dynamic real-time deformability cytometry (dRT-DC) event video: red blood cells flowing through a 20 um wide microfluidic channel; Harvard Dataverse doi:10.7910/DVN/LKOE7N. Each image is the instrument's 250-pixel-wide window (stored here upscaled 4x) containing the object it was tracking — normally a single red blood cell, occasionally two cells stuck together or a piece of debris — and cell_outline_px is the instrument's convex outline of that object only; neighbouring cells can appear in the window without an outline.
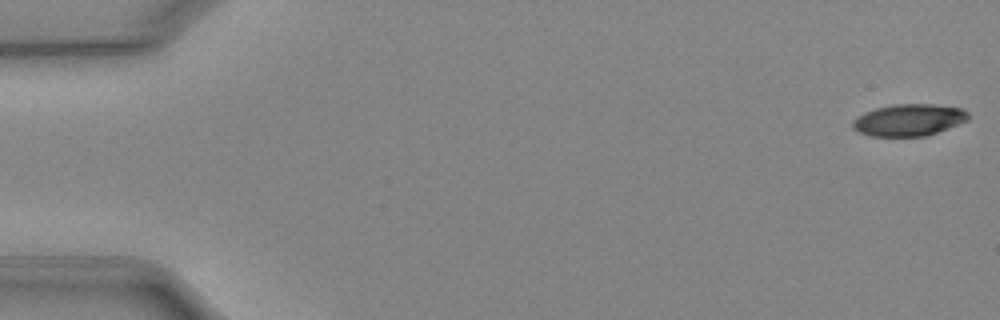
{"species": "Egyptian fruit bat (a non-hibernating species)", "species_latin": "Rousettus aegyptiacus", "temperature_condition": "cold", "stored_images_in_passage": 51, "camera_frame_rate_fps": 3000, "um_per_image_px": 0.085, "animal": {"sex": "female"}, "frame": {"image": 1, "passage_image": 1, "time_ms": 0.0, "image_size_px": [1000, 320], "cell_outline_px": [[968, 120], [948, 128], [924, 136], [872, 136], [860, 132], [852, 128], [852, 120], [856, 116], [864, 112], [876, 108], [896, 104], [932, 104], [964, 108], [968, 112]], "centroid_in_image_um": [77.24, 10.19], "position_along_channel_um": 7.8, "area_um2": 21.44}}
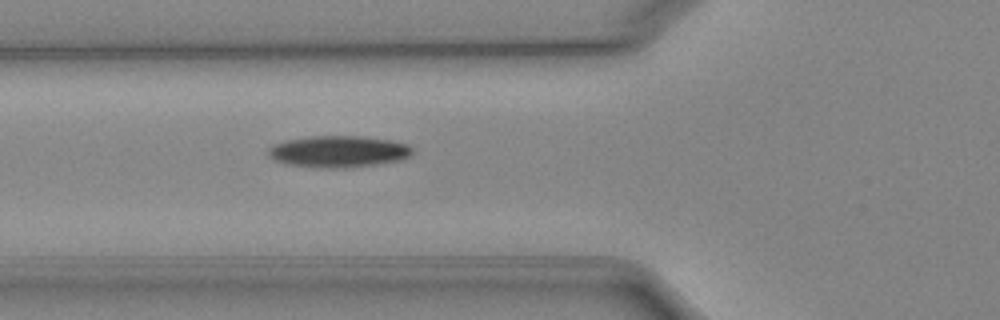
{"frame": {"image": 2, "passage_image": 19, "time_ms": 6.0, "image_size_px": [1000, 320], "cell_outline_px": [[412, 156], [400, 160], [344, 168], [320, 168], [284, 164], [272, 160], [268, 156], [268, 148], [272, 144], [284, 140], [312, 136], [360, 136], [392, 140], [408, 144], [412, 148]], "centroid_in_image_um": [28.71, 12.88], "position_along_channel_um": 97.1, "area_um2": 26.82}}
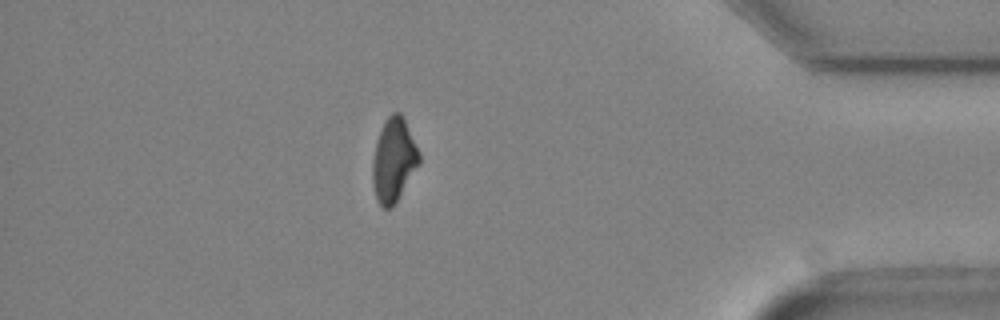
{"frame": {"image": 3, "passage_image": 45, "time_ms": 14.667, "image_size_px": [1000, 320], "cell_outline_px": [[420, 164], [396, 200], [388, 208], [384, 208], [376, 200], [372, 180], [372, 160], [376, 140], [384, 120], [392, 112], [400, 112], [420, 152]], "centroid_in_image_um": [33.45, 13.57], "position_along_channel_um": 401.8, "area_um2": 22.54}, "authors_computed_cell_mechanics": {"area_um2": 23.987, "velocity_mm_per_s": 3.947, "shape_relaxation_time_tau1_ms": 3.8582, "shape_relaxation_time_tau2_ms": null, "deformation_change_tau1": 0.1284, "deformation_change_tau2": null}}